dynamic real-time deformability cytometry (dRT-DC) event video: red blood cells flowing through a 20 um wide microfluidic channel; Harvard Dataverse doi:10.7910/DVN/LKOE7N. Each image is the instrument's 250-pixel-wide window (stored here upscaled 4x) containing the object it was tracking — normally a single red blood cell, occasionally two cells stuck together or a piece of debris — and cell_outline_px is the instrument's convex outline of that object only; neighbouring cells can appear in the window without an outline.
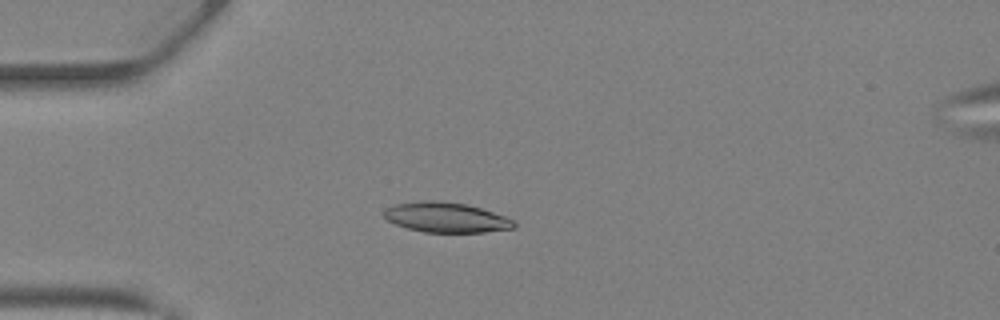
{"species": "Egyptian fruit bat (a non-hibernating species)", "species_latin": "Rousettus aegyptiacus", "temperature_condition": "warm", "stored_images_in_passage": 31, "camera_frame_rate_fps": 3000, "um_per_image_px": 0.085, "animal": {"sex": "female"}, "frame": {"image": 1, "passage_image": 1, "time_ms": 0.0, "image_size_px": [1000, 320], "cell_outline_px": [[516, 228], [484, 232], [424, 232], [408, 228], [396, 224], [388, 220], [384, 216], [384, 212], [388, 208], [396, 204], [424, 200], [440, 200], [468, 204], [516, 220]], "centroid_in_image_um": [37.97, 18.47], "position_along_channel_um": 47.0, "area_um2": 22.72}}
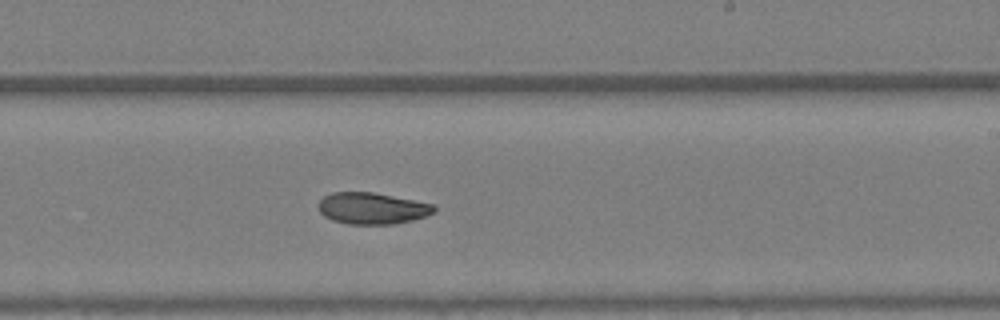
{"frame": {"image": 2, "passage_image": 15, "time_ms": 4.667, "image_size_px": [1000, 320], "cell_outline_px": [[436, 208], [428, 216], [412, 220], [392, 224], [348, 224], [332, 220], [324, 216], [320, 212], [316, 204], [324, 196], [332, 192], [372, 192], [416, 200], [432, 204]], "centroid_in_image_um": [31.6, 17.7], "position_along_channel_um": 257.4, "area_um2": 21.33}}
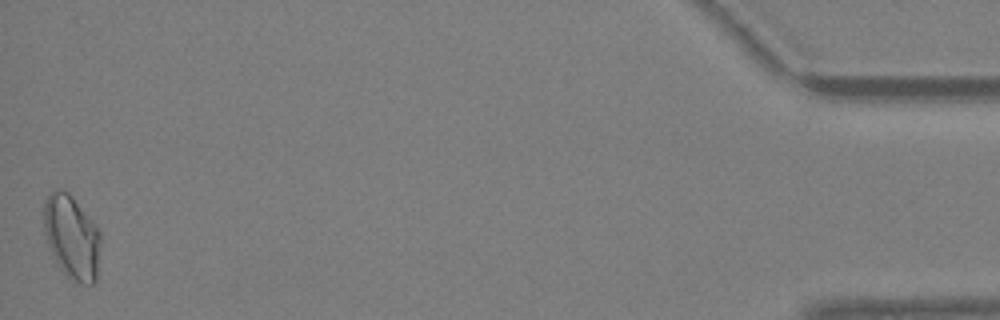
{"frame": {"image": 3, "passage_image": 31, "time_ms": 10.0, "image_size_px": [1000, 320], "cell_outline_px": [[100, 244], [96, 280], [92, 284], [80, 284], [68, 276], [60, 268], [48, 244], [44, 232], [44, 200], [56, 188], [64, 188], [72, 196], [100, 232]], "centroid_in_image_um": [6.09, 20.13], "position_along_channel_um": 429.1, "area_um2": 27.34}, "authors_computed_cell_mechanics": {"area_um2": 22.0218, "velocity_mm_per_s": 4.956, "shape_relaxation_time_tau1_ms": null, "shape_relaxation_time_tau2_ms": 6.4403, "deformation_change_tau1": null, "deformation_change_tau2": 0.1296}}